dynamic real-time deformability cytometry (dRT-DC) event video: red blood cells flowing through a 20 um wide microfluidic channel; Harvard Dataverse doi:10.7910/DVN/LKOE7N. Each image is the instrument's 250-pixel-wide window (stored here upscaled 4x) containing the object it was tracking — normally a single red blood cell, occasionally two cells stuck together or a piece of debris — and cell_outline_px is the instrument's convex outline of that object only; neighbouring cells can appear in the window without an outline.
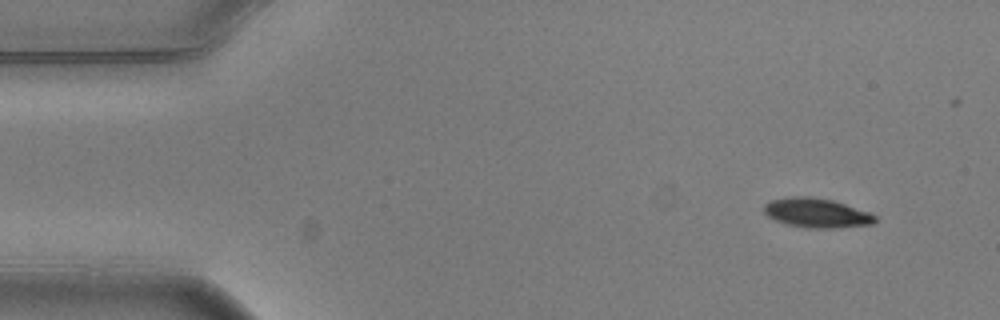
{"species": "common noctule bat (a hibernating species)", "species_latin": "Nyctalus noctula", "temperature_condition": "warm", "stored_images_in_passage": 5, "camera_frame_rate_fps": 3000, "um_per_image_px": 0.085, "animal": {"sex": "male", "body_mass_g": 20.5, "forearm_length_mm": 52.5}, "frame": {"image": 1, "passage_image": 1, "time_ms": 0.0, "image_size_px": [1000, 320], "cell_outline_px": [[876, 220], [872, 224], [832, 228], [808, 228], [788, 224], [776, 220], [768, 216], [764, 212], [764, 204], [768, 200], [792, 196], [812, 196], [832, 200], [872, 212], [876, 216]], "centroid_in_image_um": [69.42, 18.08], "position_along_channel_um": 15.6, "area_um2": 19.13}}
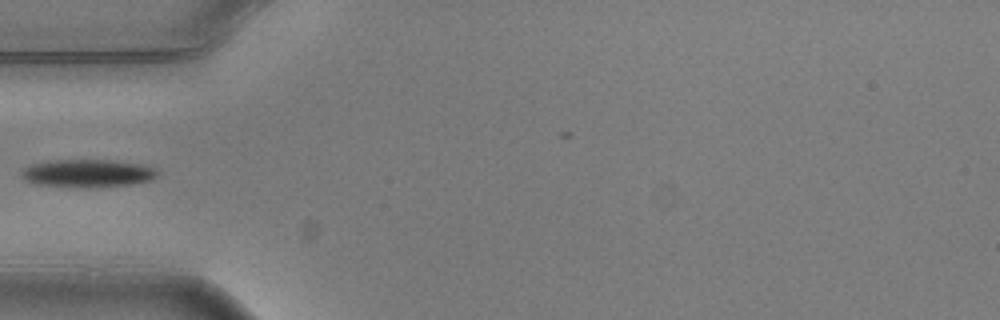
{"frame": {"image": 2, "passage_image": 4, "time_ms": 1.0, "image_size_px": [1000, 320], "cell_outline_px": [[160, 172], [152, 180], [132, 184], [88, 188], [80, 188], [36, 184], [20, 176], [24, 168], [32, 164], [52, 160], [108, 160], [140, 164], [152, 168]], "centroid_in_image_um": [7.45, 14.74], "position_along_channel_um": 77.5, "area_um2": 22.02}}
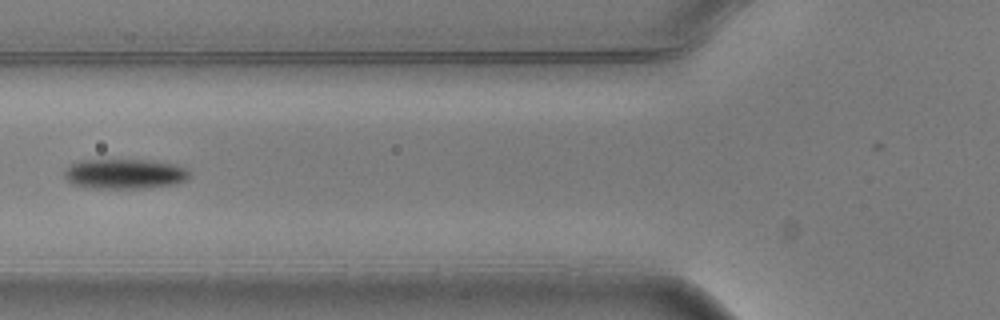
{"frame": {"image": 3, "passage_image": 5, "time_ms": 1.333, "image_size_px": [1000, 320], "cell_outline_px": [[188, 180], [176, 184], [148, 188], [84, 188], [72, 184], [64, 176], [64, 172], [72, 164], [80, 160], [148, 160], [172, 164], [184, 168], [188, 172]], "centroid_in_image_um": [10.57, 14.79], "position_along_channel_um": 115.2, "area_um2": 21.79}}